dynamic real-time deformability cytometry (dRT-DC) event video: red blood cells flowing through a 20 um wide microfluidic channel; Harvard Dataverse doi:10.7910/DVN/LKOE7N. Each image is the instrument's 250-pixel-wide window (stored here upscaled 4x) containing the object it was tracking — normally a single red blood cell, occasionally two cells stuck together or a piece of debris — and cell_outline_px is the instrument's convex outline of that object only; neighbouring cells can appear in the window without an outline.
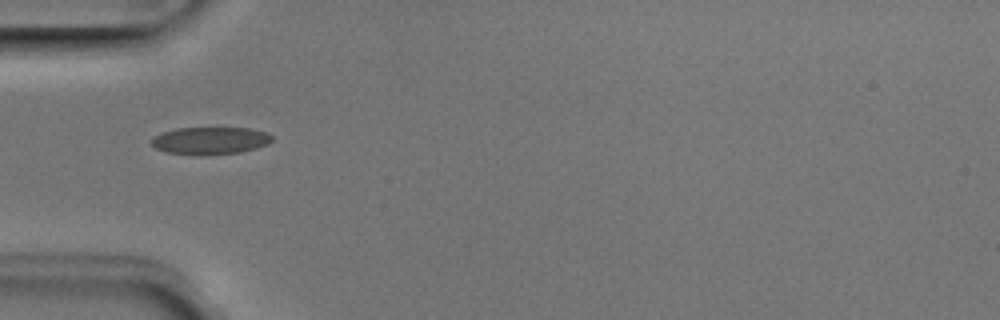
{"species": "Egyptian fruit bat (a non-hibernating species)", "species_latin": "Rousettus aegyptiacus", "temperature_condition": "room temperature", "stored_images_in_passage": 3, "camera_frame_rate_fps": 3000, "um_per_image_px": 0.085, "animal": {"sex": "male"}, "frame": {"image": 1, "passage_image": 1, "time_ms": 0.0, "image_size_px": [1000, 320], "cell_outline_px": [[272, 140], [268, 144], [256, 148], [240, 152], [164, 152], [156, 148], [152, 144], [152, 136], [176, 128], [252, 128], [268, 132], [272, 136]], "centroid_in_image_um": [17.92, 11.89], "position_along_channel_um": 67.1, "area_um2": 18.38}}
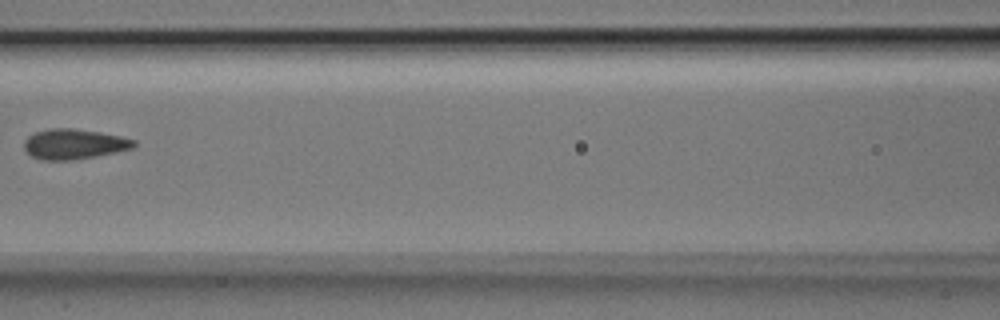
{"frame": {"image": 2, "passage_image": 3, "time_ms": 0.667, "image_size_px": [1000, 320], "cell_outline_px": [[136, 144], [132, 148], [116, 152], [96, 156], [72, 160], [44, 160], [32, 156], [24, 152], [24, 140], [28, 136], [36, 132], [48, 128], [72, 128], [100, 132], [120, 136], [136, 140]], "centroid_in_image_um": [6.27, 12.24], "position_along_channel_um": 160.3, "area_um2": 19.36}}